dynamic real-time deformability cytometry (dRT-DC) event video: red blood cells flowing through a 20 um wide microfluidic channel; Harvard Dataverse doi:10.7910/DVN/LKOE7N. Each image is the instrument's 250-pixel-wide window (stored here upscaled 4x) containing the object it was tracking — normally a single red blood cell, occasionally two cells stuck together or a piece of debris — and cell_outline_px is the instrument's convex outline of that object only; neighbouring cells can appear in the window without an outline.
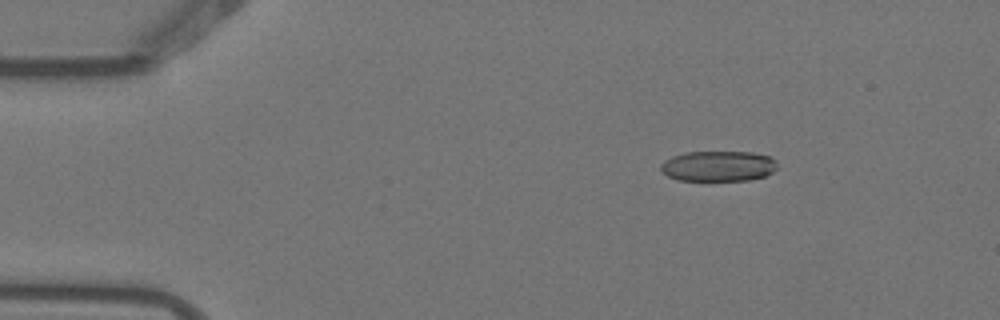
{"species": "Egyptian fruit bat (a non-hibernating species)", "species_latin": "Rousettus aegyptiacus", "temperature_condition": "warm", "stored_images_in_passage": 6, "camera_frame_rate_fps": 3000, "um_per_image_px": 0.085, "animal": {"sex": "female"}, "frame": {"image": 1, "passage_image": 3, "time_ms": 0.667, "image_size_px": [1000, 320], "cell_outline_px": [[776, 168], [772, 172], [764, 176], [748, 180], [676, 180], [668, 176], [660, 168], [660, 164], [664, 160], [672, 156], [684, 152], [752, 152], [768, 156], [776, 160]], "centroid_in_image_um": [61.03, 14.11], "position_along_channel_um": 24.0, "area_um2": 20.63}}